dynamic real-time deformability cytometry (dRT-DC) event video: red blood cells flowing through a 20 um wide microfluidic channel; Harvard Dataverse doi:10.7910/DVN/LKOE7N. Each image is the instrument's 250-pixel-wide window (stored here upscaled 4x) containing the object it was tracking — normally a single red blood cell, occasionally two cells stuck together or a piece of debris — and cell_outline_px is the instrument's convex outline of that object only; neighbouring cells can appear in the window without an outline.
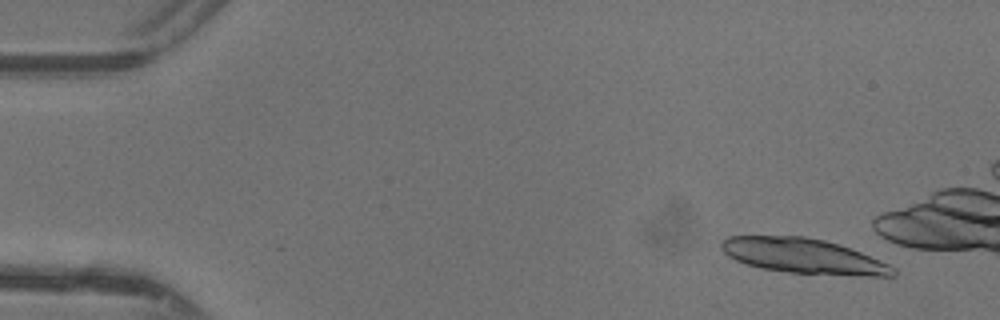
{"species": "common noctule bat (a hibernating species)", "species_latin": "Nyctalus noctula", "temperature_condition": "warm", "stored_images_in_passage": 22, "camera_frame_rate_fps": 3000, "um_per_image_px": 0.085, "animal": {"sex": "female"}, "frame": {"image": 1, "passage_image": 4, "time_ms": 1.0, "image_size_px": [1000, 320], "cell_outline_px": [[896, 276], [864, 276], [788, 272], [760, 268], [736, 260], [728, 256], [720, 248], [720, 240], [728, 236], [804, 236], [824, 240], [840, 244], [880, 260], [896, 268]], "centroid_in_image_um": [68.28, 21.76], "position_along_channel_um": 16.7, "area_um2": 35.08}}